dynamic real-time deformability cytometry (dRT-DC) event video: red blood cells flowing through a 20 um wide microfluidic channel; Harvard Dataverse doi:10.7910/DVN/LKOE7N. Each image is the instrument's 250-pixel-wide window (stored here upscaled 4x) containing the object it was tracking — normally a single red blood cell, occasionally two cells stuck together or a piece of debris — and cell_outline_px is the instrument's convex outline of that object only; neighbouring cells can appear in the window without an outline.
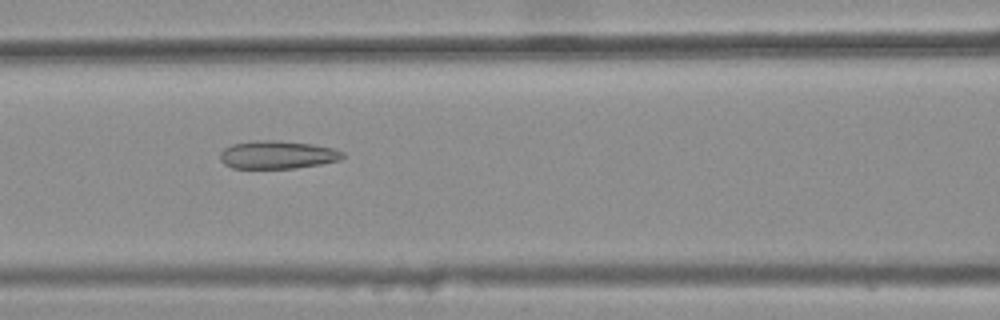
{"species": "common noctule bat (a hibernating species)", "species_latin": "Nyctalus noctula", "temperature_condition": "warm", "stored_images_in_passage": 26, "camera_frame_rate_fps": 3000, "um_per_image_px": 0.085, "animal": {"sex": "female", "body_mass_g": 25.1}, "frame": {"image": 1, "passage_image": 6, "time_ms": 1.667, "image_size_px": [1000, 320], "cell_outline_px": [[344, 156], [340, 160], [320, 164], [296, 168], [232, 168], [224, 164], [220, 160], [220, 152], [224, 148], [232, 144], [256, 140], [276, 140], [312, 144], [332, 148], [344, 152]], "centroid_in_image_um": [23.56, 13.15], "position_along_channel_um": 143.0, "area_um2": 20.06}}
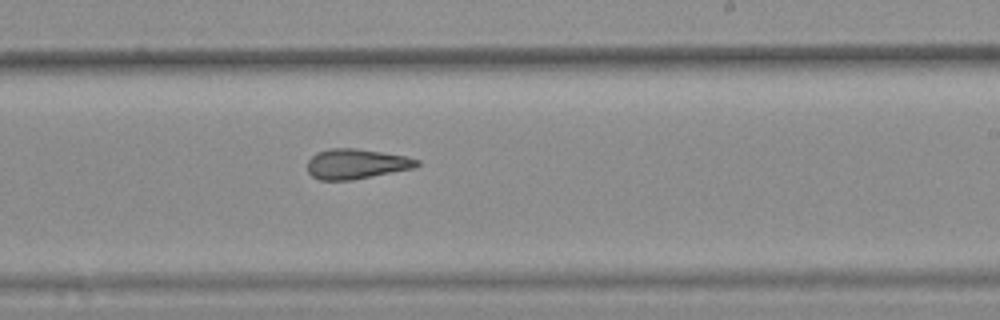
{"frame": {"image": 2, "passage_image": 15, "time_ms": 4.667, "image_size_px": [1000, 320], "cell_outline_px": [[420, 164], [416, 168], [352, 180], [320, 180], [312, 176], [308, 172], [308, 160], [316, 152], [328, 148], [356, 148], [404, 156], [420, 160]], "centroid_in_image_um": [30.28, 13.93], "position_along_channel_um": 258.7, "area_um2": 19.25}}
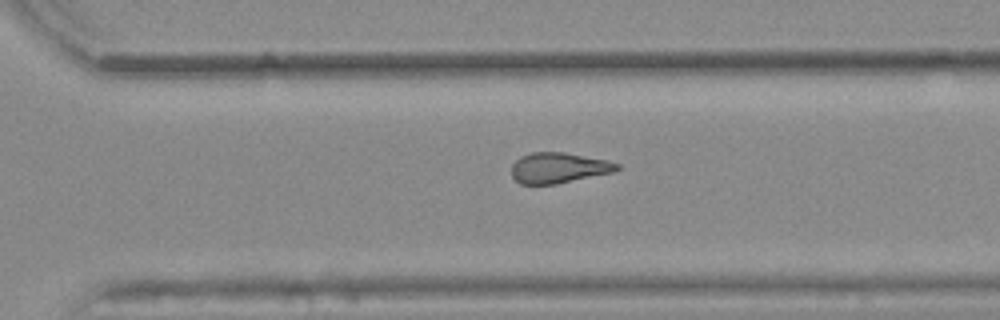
{"frame": {"image": 3, "passage_image": 20, "time_ms": 6.333, "image_size_px": [1000, 320], "cell_outline_px": [[620, 168], [616, 172], [556, 184], [520, 184], [512, 176], [512, 164], [520, 156], [532, 152], [564, 152], [608, 160], [620, 164]], "centroid_in_image_um": [47.51, 14.26], "position_along_channel_um": 323.1, "area_um2": 18.96}}